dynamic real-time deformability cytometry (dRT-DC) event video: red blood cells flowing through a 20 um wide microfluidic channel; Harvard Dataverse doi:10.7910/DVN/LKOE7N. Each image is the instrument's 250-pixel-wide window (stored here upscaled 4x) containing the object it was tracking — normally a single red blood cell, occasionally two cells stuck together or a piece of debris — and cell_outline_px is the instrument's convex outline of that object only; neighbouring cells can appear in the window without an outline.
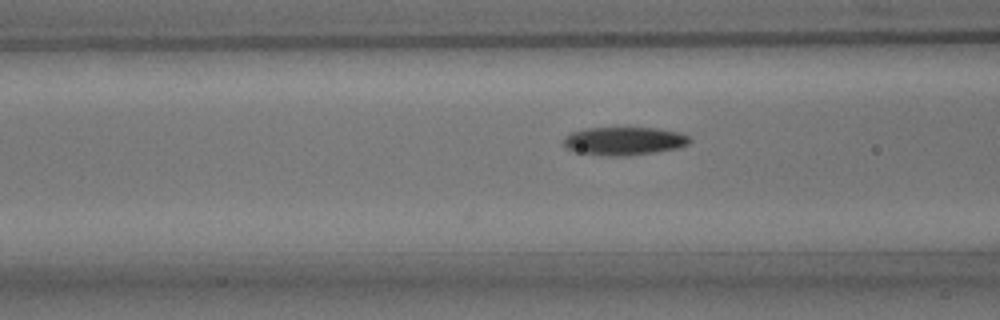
{"species": "common noctule bat (a hibernating species)", "species_latin": "Nyctalus noctula", "temperature_condition": "room temperature", "stored_images_in_passage": 4, "camera_frame_rate_fps": 3000, "um_per_image_px": 0.085, "animal": {"sex": "male", "body_mass_g": 15.6}, "frame": {"image": 1, "passage_image": 4, "time_ms": 1.0, "image_size_px": [1000, 320], "cell_outline_px": [[692, 140], [688, 144], [676, 148], [656, 152], [628, 156], [600, 156], [576, 152], [564, 148], [564, 136], [572, 132], [584, 128], [656, 128], [676, 132], [688, 136]], "centroid_in_image_um": [52.99, 12.0], "position_along_channel_um": 113.6, "area_um2": 20.87}}